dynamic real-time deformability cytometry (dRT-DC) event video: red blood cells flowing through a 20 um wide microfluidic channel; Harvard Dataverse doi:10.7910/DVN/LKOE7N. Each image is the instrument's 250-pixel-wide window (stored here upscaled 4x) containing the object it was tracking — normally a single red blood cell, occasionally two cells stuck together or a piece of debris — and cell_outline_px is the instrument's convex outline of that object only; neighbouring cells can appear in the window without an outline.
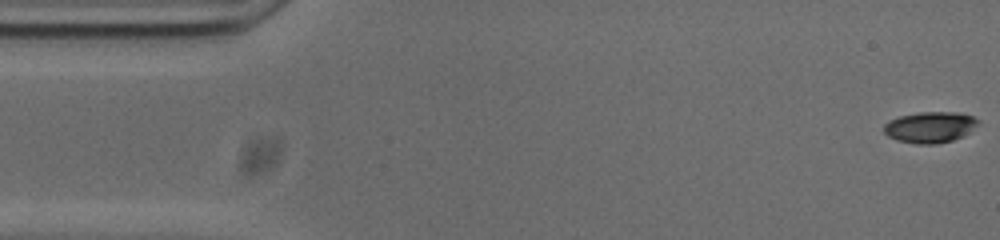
{"species": "common noctule bat (a hibernating species)", "species_latin": "Nyctalus noctula", "temperature_condition": "cold", "stored_images_in_passage": 55, "segment_of_instrument_passage": [1, 2], "camera_frame_rate_fps": 3000, "um_per_image_px": 0.085, "animal": {"sex": "male", "body_mass_g": 20.0, "forearm_length_mm": 53.3}, "frame": {"image": 1, "passage_image": 1, "time_ms": 0.0, "image_size_px": [1000, 240], "cell_outline_px": [[980, 120], [976, 124], [960, 136], [952, 140], [936, 144], [916, 144], [896, 140], [888, 136], [884, 132], [884, 124], [888, 120], [900, 116], [920, 112], [960, 112], [972, 116]], "centroid_in_image_um": [78.99, 10.8], "position_along_channel_um": 6.0, "area_um2": 16.82}}
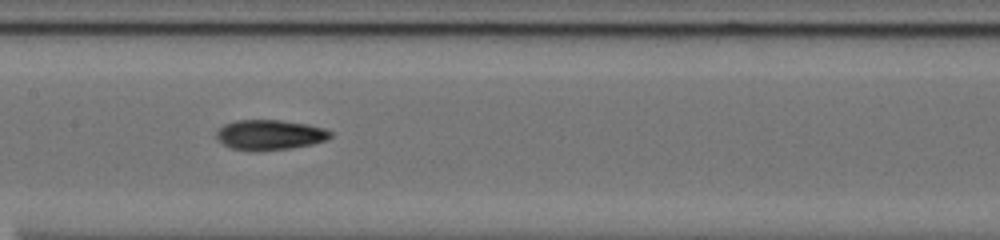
{"frame": {"image": 2, "passage_image": 25, "time_ms": 8.0, "image_size_px": [1000, 240], "cell_outline_px": [[332, 136], [328, 140], [312, 144], [288, 148], [228, 148], [216, 136], [216, 132], [224, 124], [236, 120], [280, 120], [308, 124], [324, 128], [332, 132]], "centroid_in_image_um": [22.99, 11.41], "position_along_channel_um": 184.4, "area_um2": 19.31}}
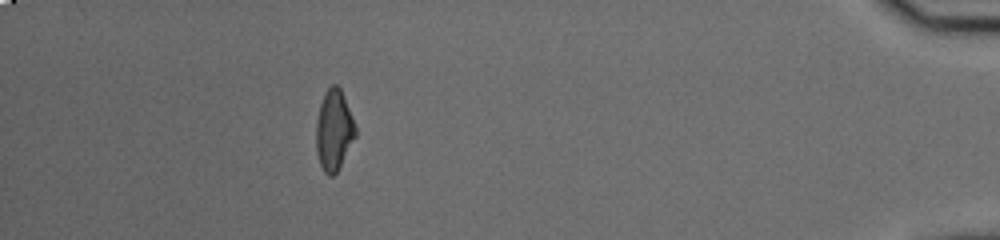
{"frame": {"image": 3, "passage_image": 48, "time_ms": 15.667, "image_size_px": [1000, 240], "cell_outline_px": [[356, 136], [336, 172], [332, 176], [328, 176], [324, 172], [320, 164], [316, 152], [316, 120], [320, 104], [324, 92], [332, 84], [336, 84], [340, 88], [356, 128]], "centroid_in_image_um": [28.36, 11.06], "position_along_channel_um": 406.8, "area_um2": 18.26}}